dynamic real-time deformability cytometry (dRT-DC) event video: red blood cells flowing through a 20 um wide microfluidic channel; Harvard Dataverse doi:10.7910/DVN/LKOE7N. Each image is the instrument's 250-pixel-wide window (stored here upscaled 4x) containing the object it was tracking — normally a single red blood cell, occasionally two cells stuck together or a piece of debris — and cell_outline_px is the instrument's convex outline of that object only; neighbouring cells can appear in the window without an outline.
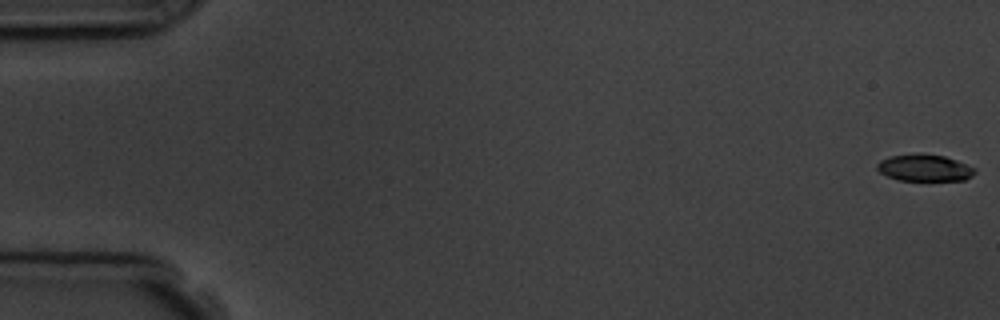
{"species": "common noctule bat (a hibernating species)", "species_latin": "Nyctalus noctula", "temperature_condition": "room temperature", "stored_images_in_passage": 5, "camera_frame_rate_fps": 3000, "um_per_image_px": 0.085, "animal": {"sex": "male", "body_mass_g": 19.5, "forearm_length_mm": 54.6}, "frame": {"image": 1, "passage_image": 1, "time_ms": 0.0, "image_size_px": [1000, 320], "cell_outline_px": [[976, 172], [972, 176], [964, 180], [896, 180], [880, 172], [876, 168], [876, 164], [880, 160], [888, 156], [920, 152], [944, 156], [956, 160], [976, 168]], "centroid_in_image_um": [78.56, 14.24], "position_along_channel_um": 6.4, "area_um2": 15.49}}